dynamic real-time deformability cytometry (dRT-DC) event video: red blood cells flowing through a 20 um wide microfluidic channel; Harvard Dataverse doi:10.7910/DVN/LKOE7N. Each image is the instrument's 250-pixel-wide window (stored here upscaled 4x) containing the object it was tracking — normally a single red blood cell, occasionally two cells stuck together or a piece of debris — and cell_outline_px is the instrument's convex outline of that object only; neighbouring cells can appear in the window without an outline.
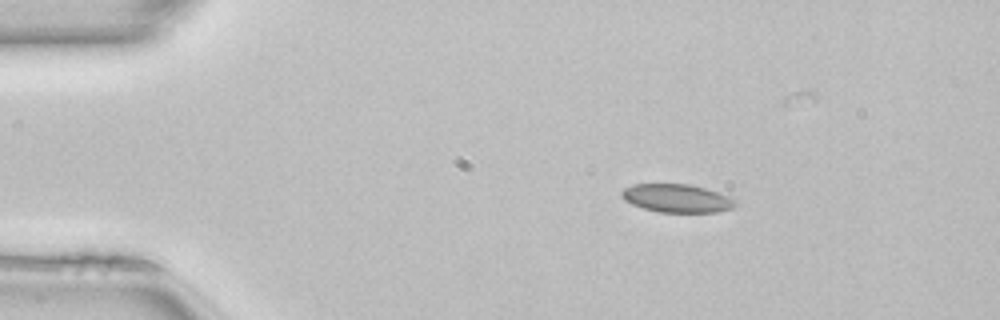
{"species": "common noctule bat (a hibernating species)", "species_latin": "Nyctalus noctula", "temperature_condition": "room temperature", "stored_images_in_passage": 43, "camera_frame_rate_fps": 3000, "um_per_image_px": 0.085, "animal": {"sex": "female", "body_mass_g": 22.7, "forearm_length_mm": 54.2}, "frame": {"image": 1, "passage_image": 1, "time_ms": 0.0, "image_size_px": [1000, 320], "cell_outline_px": [[736, 204], [732, 208], [716, 212], [660, 212], [644, 208], [632, 204], [624, 200], [620, 196], [620, 192], [624, 188], [632, 184], [688, 184], [704, 188], [728, 196], [736, 200]], "centroid_in_image_um": [57.49, 16.85], "position_along_channel_um": 27.5, "area_um2": 18.61}}
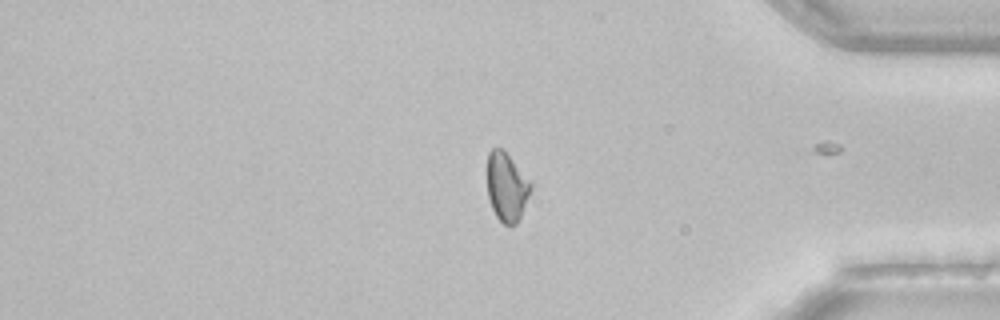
{"frame": {"image": 2, "passage_image": 34, "time_ms": 11.0, "image_size_px": [1000, 320], "cell_outline_px": [[532, 188], [520, 220], [516, 224], [504, 224], [496, 216], [492, 208], [488, 196], [488, 152], [492, 148], [504, 148], [532, 180]], "centroid_in_image_um": [43.11, 15.85], "position_along_channel_um": 392.1, "area_um2": 17.86}}
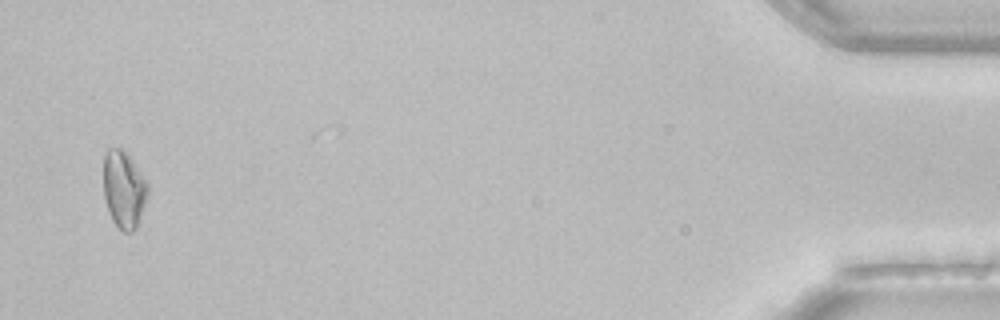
{"frame": {"image": 3, "passage_image": 41, "time_ms": 13.333, "image_size_px": [1000, 320], "cell_outline_px": [[148, 196], [140, 220], [136, 228], [132, 232], [120, 232], [112, 220], [108, 212], [104, 196], [104, 152], [108, 148], [120, 148], [132, 160], [148, 184]], "centroid_in_image_um": [10.52, 16.15], "position_along_channel_um": 424.7, "area_um2": 20.06}, "authors_computed_cell_mechanics": {"area_um2": 18.207, "velocity_mm_per_s": 4.1167, "shape_relaxation_time_tau1_ms": null, "shape_relaxation_time_tau2_ms": 3.4656, "deformation_change_tau1": null, "deformation_change_tau2": 0.0811}}